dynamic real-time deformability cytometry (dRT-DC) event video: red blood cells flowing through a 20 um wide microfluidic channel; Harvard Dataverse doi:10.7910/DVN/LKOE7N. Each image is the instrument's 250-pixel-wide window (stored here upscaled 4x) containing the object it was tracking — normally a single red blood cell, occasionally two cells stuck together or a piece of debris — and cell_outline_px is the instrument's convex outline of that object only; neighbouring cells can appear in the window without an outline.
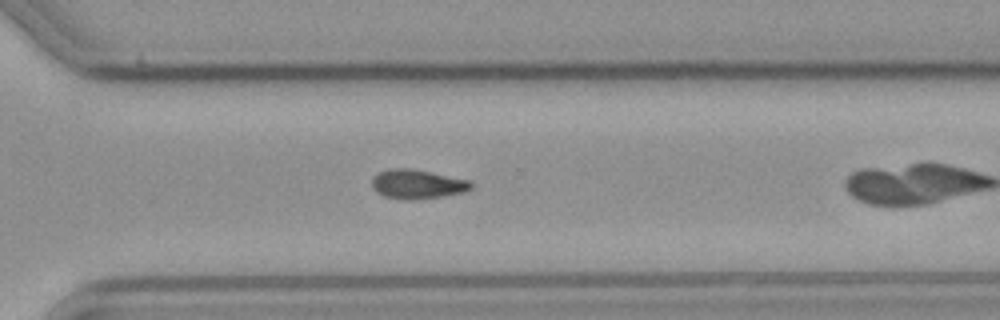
{"species": "common noctule bat (a hibernating species)", "species_latin": "Nyctalus noctula", "temperature_condition": "cold", "stored_images_in_passage": 32, "camera_frame_rate_fps": 3000, "um_per_image_px": 0.085, "animal": {"sex": "male", "body_mass_g": 23.1, "forearm_length_mm": 52.7}, "frame": {"image": 1, "passage_image": 28, "time_ms": 9.0, "image_size_px": [1000, 320], "cell_outline_px": [[472, 188], [464, 192], [444, 196], [412, 200], [404, 200], [384, 196], [376, 192], [372, 188], [372, 176], [376, 172], [388, 168], [412, 168], [472, 180]], "centroid_in_image_um": [35.45, 15.64], "position_along_channel_um": 335.1, "area_um2": 17.34}}